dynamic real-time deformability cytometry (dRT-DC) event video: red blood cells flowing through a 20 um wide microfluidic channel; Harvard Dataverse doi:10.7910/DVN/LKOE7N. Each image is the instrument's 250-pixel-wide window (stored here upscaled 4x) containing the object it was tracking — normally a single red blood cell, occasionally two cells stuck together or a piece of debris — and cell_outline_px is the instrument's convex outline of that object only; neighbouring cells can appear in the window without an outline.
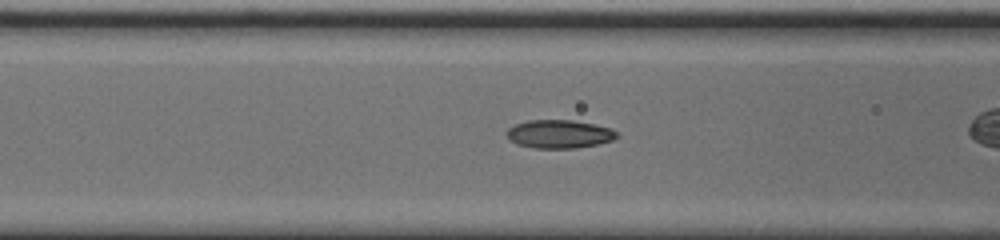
{"species": "common noctule bat (a hibernating species)", "species_latin": "Nyctalus noctula", "temperature_condition": "cold", "stored_images_in_passage": 38, "camera_frame_rate_fps": 3000, "um_per_image_px": 0.085, "animal": {"sex": "male", "body_mass_g": 20.0, "forearm_length_mm": 53.3}, "frame": {"image": 1, "passage_image": 17, "time_ms": 5.333, "image_size_px": [1000, 240], "cell_outline_px": [[620, 136], [612, 140], [596, 144], [576, 148], [536, 148], [516, 144], [508, 140], [504, 132], [508, 128], [516, 124], [528, 120], [572, 120], [612, 128]], "centroid_in_image_um": [47.49, 11.39], "position_along_channel_um": 119.1, "area_um2": 18.26}}
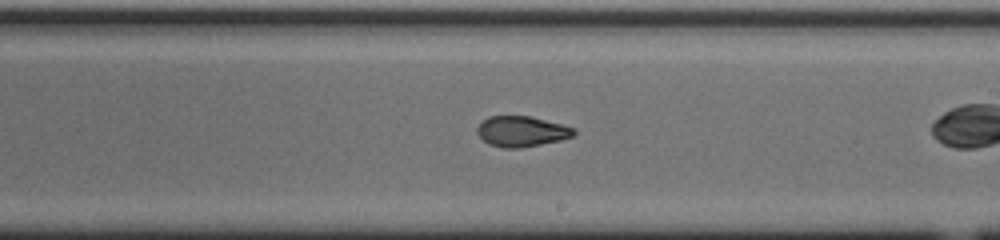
{"frame": {"image": 2, "passage_image": 27, "time_ms": 8.667, "image_size_px": [1000, 240], "cell_outline_px": [[576, 132], [572, 136], [560, 140], [520, 148], [504, 148], [488, 144], [476, 132], [476, 128], [488, 116], [532, 116], [576, 128]], "centroid_in_image_um": [44.34, 11.16], "position_along_channel_um": 244.7, "area_um2": 17.17}}
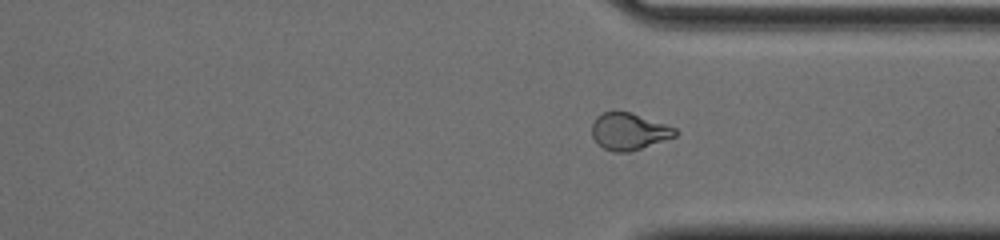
{"frame": {"image": 3, "passage_image": 36, "time_ms": 11.667, "image_size_px": [1000, 240], "cell_outline_px": [[680, 132], [676, 136], [628, 152], [616, 152], [604, 148], [596, 144], [592, 136], [592, 124], [596, 116], [604, 112], [632, 112], [676, 128]], "centroid_in_image_um": [53.45, 11.17], "position_along_channel_um": 358.0, "area_um2": 17.86}}